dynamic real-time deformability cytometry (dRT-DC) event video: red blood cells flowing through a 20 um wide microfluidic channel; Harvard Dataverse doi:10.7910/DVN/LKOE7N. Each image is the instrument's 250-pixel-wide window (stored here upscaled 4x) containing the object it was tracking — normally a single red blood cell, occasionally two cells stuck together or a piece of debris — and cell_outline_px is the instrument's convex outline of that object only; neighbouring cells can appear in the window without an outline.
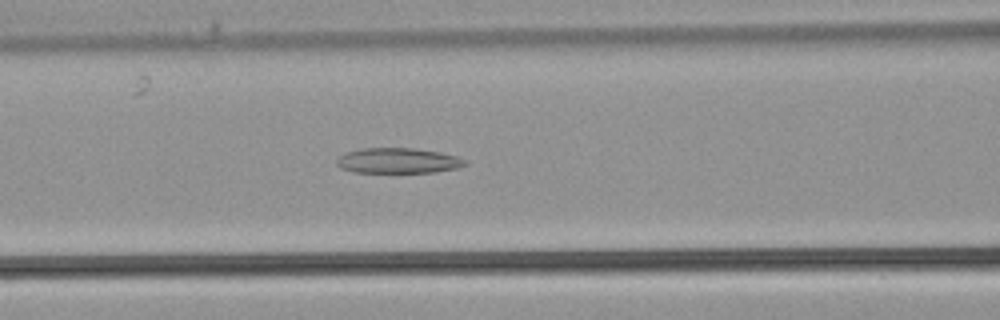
{"species": "common noctule bat (a hibernating species)", "species_latin": "Nyctalus noctula", "temperature_condition": "warm", "stored_images_in_passage": 36, "camera_frame_rate_fps": 3000, "um_per_image_px": 0.085, "animal": {"sex": "male", "body_mass_g": 21.5, "forearm_length_mm": 52.0}, "frame": {"image": 1, "passage_image": 14, "time_ms": 4.333, "image_size_px": [1000, 320], "cell_outline_px": [[468, 164], [456, 168], [432, 172], [352, 172], [340, 168], [336, 164], [336, 160], [344, 152], [360, 148], [412, 148], [440, 152], [456, 156], [468, 160]], "centroid_in_image_um": [33.81, 13.65], "position_along_channel_um": 132.8, "area_um2": 19.02}}
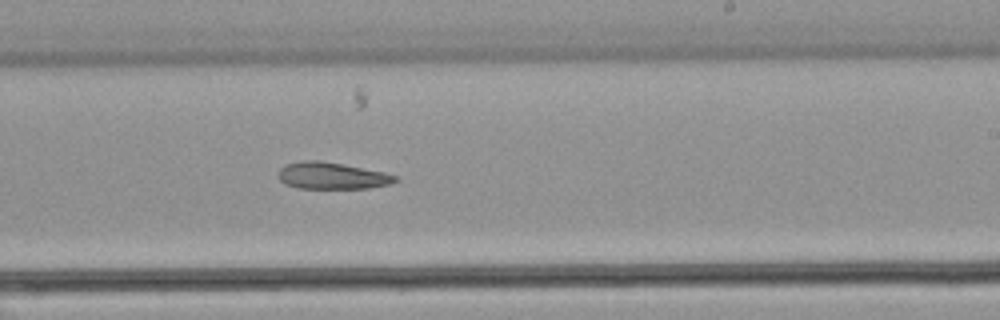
{"frame": {"image": 2, "passage_image": 21, "time_ms": 6.667, "image_size_px": [1000, 320], "cell_outline_px": [[400, 180], [388, 184], [368, 188], [300, 188], [284, 184], [280, 180], [280, 168], [288, 164], [304, 160], [320, 160], [384, 172], [400, 176]], "centroid_in_image_um": [28.26, 14.94], "position_along_channel_um": 260.7, "area_um2": 18.09}}
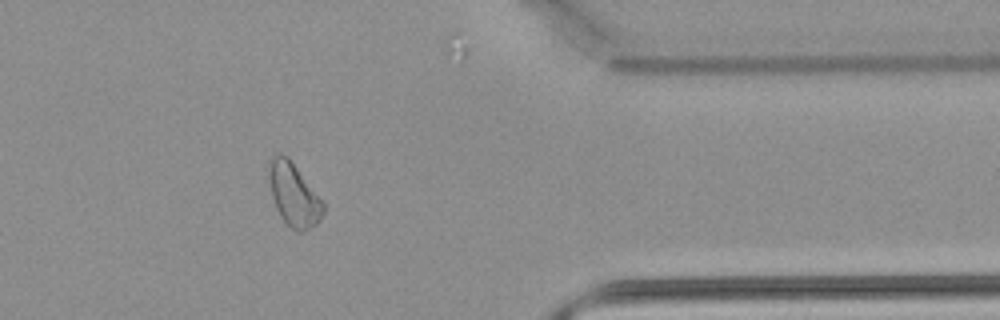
{"frame": {"image": 3, "passage_image": 29, "time_ms": 9.333, "image_size_px": [1000, 320], "cell_outline_px": [[324, 212], [320, 220], [316, 224], [304, 232], [296, 232], [280, 216], [276, 208], [272, 196], [268, 176], [268, 164], [272, 156], [280, 152], [288, 156], [324, 204]], "centroid_in_image_um": [24.94, 16.54], "position_along_channel_um": 386.5, "area_um2": 19.83}}